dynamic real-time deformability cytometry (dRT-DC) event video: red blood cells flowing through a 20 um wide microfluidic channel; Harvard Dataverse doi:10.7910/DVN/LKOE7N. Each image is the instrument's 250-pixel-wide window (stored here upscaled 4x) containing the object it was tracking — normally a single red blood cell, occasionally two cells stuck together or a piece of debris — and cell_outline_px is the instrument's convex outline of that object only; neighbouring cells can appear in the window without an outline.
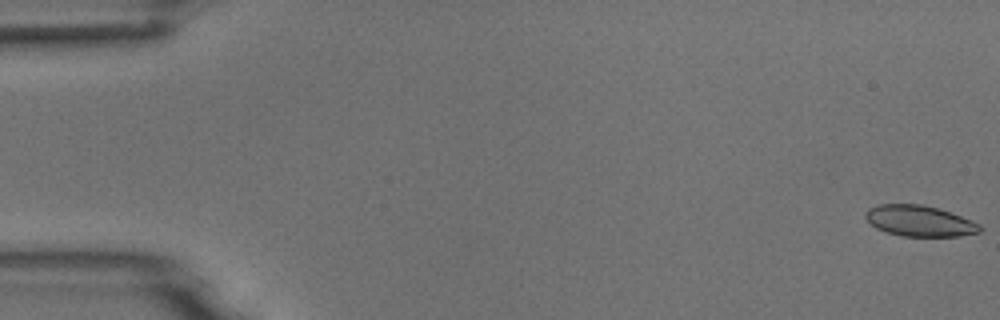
{"species": "common noctule bat (a hibernating species)", "species_latin": "Nyctalus noctula", "temperature_condition": "room temperature", "stored_images_in_passage": 55, "camera_frame_rate_fps": 3000, "um_per_image_px": 0.085, "animal": {"sex": "male", "body_mass_g": 18.8}, "frame": {"image": 1, "passage_image": 1, "time_ms": 0.0, "image_size_px": [1000, 320], "cell_outline_px": [[984, 228], [980, 232], [960, 236], [900, 236], [884, 232], [876, 228], [864, 216], [864, 212], [868, 208], [880, 204], [924, 204], [960, 216], [980, 224]], "centroid_in_image_um": [78.14, 18.78], "position_along_channel_um": 6.9, "area_um2": 20.63}}
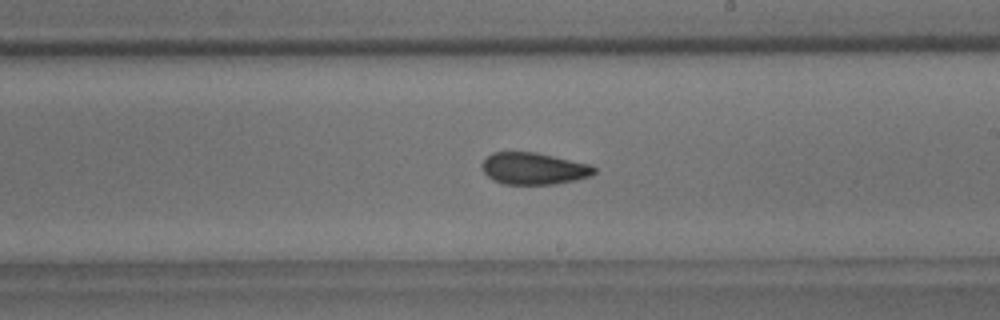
{"frame": {"image": 2, "passage_image": 32, "time_ms": 10.333, "image_size_px": [1000, 320], "cell_outline_px": [[596, 172], [592, 176], [576, 180], [556, 184], [504, 184], [492, 180], [484, 172], [484, 160], [492, 152], [536, 152], [592, 164], [596, 168]], "centroid_in_image_um": [45.44, 14.33], "position_along_channel_um": 243.6, "area_um2": 20.92}}
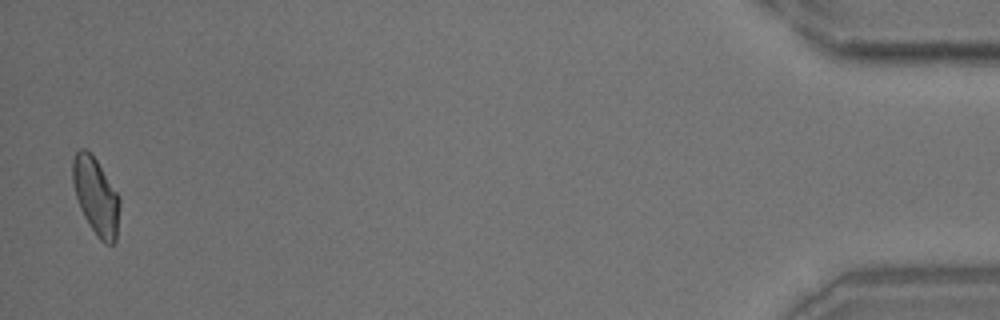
{"frame": {"image": 3, "passage_image": 54, "time_ms": 17.667, "image_size_px": [1000, 320], "cell_outline_px": [[120, 204], [116, 240], [112, 244], [104, 244], [96, 236], [88, 224], [80, 208], [76, 196], [72, 180], [72, 160], [76, 152], [80, 148], [84, 148], [96, 160], [120, 196]], "centroid_in_image_um": [8.16, 16.7], "position_along_channel_um": 427.0, "area_um2": 21.1}, "authors_computed_cell_mechanics": {"area_um2": 21.2704, "velocity_mm_per_s": 3.7239, "shape_relaxation_time_tau1_ms": 7.1562, "shape_relaxation_time_tau2_ms": 2.5969, "deformation_change_tau1": 0.1438, "deformation_change_tau2": 0.0722}}